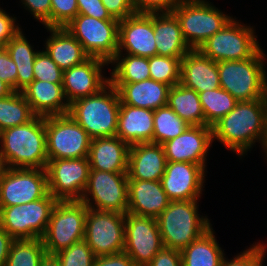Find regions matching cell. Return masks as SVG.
Segmentation results:
<instances>
[{
    "label": "cell",
    "mask_w": 267,
    "mask_h": 266,
    "mask_svg": "<svg viewBox=\"0 0 267 266\" xmlns=\"http://www.w3.org/2000/svg\"><path fill=\"white\" fill-rule=\"evenodd\" d=\"M2 48H4V46L0 43V50H1Z\"/></svg>",
    "instance_id": "55"
},
{
    "label": "cell",
    "mask_w": 267,
    "mask_h": 266,
    "mask_svg": "<svg viewBox=\"0 0 267 266\" xmlns=\"http://www.w3.org/2000/svg\"><path fill=\"white\" fill-rule=\"evenodd\" d=\"M163 247L156 218L125 214L124 252L135 266H147Z\"/></svg>",
    "instance_id": "16"
},
{
    "label": "cell",
    "mask_w": 267,
    "mask_h": 266,
    "mask_svg": "<svg viewBox=\"0 0 267 266\" xmlns=\"http://www.w3.org/2000/svg\"><path fill=\"white\" fill-rule=\"evenodd\" d=\"M212 142V127L189 126L181 135L162 145L167 161L195 163L205 169L207 151Z\"/></svg>",
    "instance_id": "20"
},
{
    "label": "cell",
    "mask_w": 267,
    "mask_h": 266,
    "mask_svg": "<svg viewBox=\"0 0 267 266\" xmlns=\"http://www.w3.org/2000/svg\"><path fill=\"white\" fill-rule=\"evenodd\" d=\"M78 14L91 16L100 20H116L110 16L102 0H77Z\"/></svg>",
    "instance_id": "47"
},
{
    "label": "cell",
    "mask_w": 267,
    "mask_h": 266,
    "mask_svg": "<svg viewBox=\"0 0 267 266\" xmlns=\"http://www.w3.org/2000/svg\"><path fill=\"white\" fill-rule=\"evenodd\" d=\"M157 55L182 59L192 49L184 40L180 22L173 12L153 13Z\"/></svg>",
    "instance_id": "27"
},
{
    "label": "cell",
    "mask_w": 267,
    "mask_h": 266,
    "mask_svg": "<svg viewBox=\"0 0 267 266\" xmlns=\"http://www.w3.org/2000/svg\"><path fill=\"white\" fill-rule=\"evenodd\" d=\"M35 19L51 28V0H21ZM28 8V9H27Z\"/></svg>",
    "instance_id": "44"
},
{
    "label": "cell",
    "mask_w": 267,
    "mask_h": 266,
    "mask_svg": "<svg viewBox=\"0 0 267 266\" xmlns=\"http://www.w3.org/2000/svg\"><path fill=\"white\" fill-rule=\"evenodd\" d=\"M205 169L190 162L167 161L161 178L163 190L170 201L199 200Z\"/></svg>",
    "instance_id": "18"
},
{
    "label": "cell",
    "mask_w": 267,
    "mask_h": 266,
    "mask_svg": "<svg viewBox=\"0 0 267 266\" xmlns=\"http://www.w3.org/2000/svg\"><path fill=\"white\" fill-rule=\"evenodd\" d=\"M212 227L199 239L182 249V266H221L224 253L215 238Z\"/></svg>",
    "instance_id": "31"
},
{
    "label": "cell",
    "mask_w": 267,
    "mask_h": 266,
    "mask_svg": "<svg viewBox=\"0 0 267 266\" xmlns=\"http://www.w3.org/2000/svg\"><path fill=\"white\" fill-rule=\"evenodd\" d=\"M154 132L152 143L163 144L166 141L181 135L187 127V124L180 118L168 105L154 110Z\"/></svg>",
    "instance_id": "36"
},
{
    "label": "cell",
    "mask_w": 267,
    "mask_h": 266,
    "mask_svg": "<svg viewBox=\"0 0 267 266\" xmlns=\"http://www.w3.org/2000/svg\"><path fill=\"white\" fill-rule=\"evenodd\" d=\"M48 159L88 157L92 138L69 115L45 117Z\"/></svg>",
    "instance_id": "11"
},
{
    "label": "cell",
    "mask_w": 267,
    "mask_h": 266,
    "mask_svg": "<svg viewBox=\"0 0 267 266\" xmlns=\"http://www.w3.org/2000/svg\"><path fill=\"white\" fill-rule=\"evenodd\" d=\"M15 22V17L12 18L0 8V43L3 46L21 30Z\"/></svg>",
    "instance_id": "49"
},
{
    "label": "cell",
    "mask_w": 267,
    "mask_h": 266,
    "mask_svg": "<svg viewBox=\"0 0 267 266\" xmlns=\"http://www.w3.org/2000/svg\"><path fill=\"white\" fill-rule=\"evenodd\" d=\"M260 48L251 58L217 62L220 86L238 102L267 99V76Z\"/></svg>",
    "instance_id": "4"
},
{
    "label": "cell",
    "mask_w": 267,
    "mask_h": 266,
    "mask_svg": "<svg viewBox=\"0 0 267 266\" xmlns=\"http://www.w3.org/2000/svg\"><path fill=\"white\" fill-rule=\"evenodd\" d=\"M179 0H133L136 13L172 12Z\"/></svg>",
    "instance_id": "46"
},
{
    "label": "cell",
    "mask_w": 267,
    "mask_h": 266,
    "mask_svg": "<svg viewBox=\"0 0 267 266\" xmlns=\"http://www.w3.org/2000/svg\"><path fill=\"white\" fill-rule=\"evenodd\" d=\"M47 29L51 36L46 40L45 51L63 71L81 64L90 57L65 27Z\"/></svg>",
    "instance_id": "29"
},
{
    "label": "cell",
    "mask_w": 267,
    "mask_h": 266,
    "mask_svg": "<svg viewBox=\"0 0 267 266\" xmlns=\"http://www.w3.org/2000/svg\"><path fill=\"white\" fill-rule=\"evenodd\" d=\"M56 256L60 266H93L96 258L85 240L74 243Z\"/></svg>",
    "instance_id": "39"
},
{
    "label": "cell",
    "mask_w": 267,
    "mask_h": 266,
    "mask_svg": "<svg viewBox=\"0 0 267 266\" xmlns=\"http://www.w3.org/2000/svg\"><path fill=\"white\" fill-rule=\"evenodd\" d=\"M130 145L117 136L98 137L91 140L90 169L106 172H128Z\"/></svg>",
    "instance_id": "24"
},
{
    "label": "cell",
    "mask_w": 267,
    "mask_h": 266,
    "mask_svg": "<svg viewBox=\"0 0 267 266\" xmlns=\"http://www.w3.org/2000/svg\"><path fill=\"white\" fill-rule=\"evenodd\" d=\"M199 98L205 115L206 126L209 127L227 115L238 103L229 92L221 87L200 92Z\"/></svg>",
    "instance_id": "35"
},
{
    "label": "cell",
    "mask_w": 267,
    "mask_h": 266,
    "mask_svg": "<svg viewBox=\"0 0 267 266\" xmlns=\"http://www.w3.org/2000/svg\"><path fill=\"white\" fill-rule=\"evenodd\" d=\"M205 0H179L172 12L180 22L184 40L192 50L220 31L232 18Z\"/></svg>",
    "instance_id": "7"
},
{
    "label": "cell",
    "mask_w": 267,
    "mask_h": 266,
    "mask_svg": "<svg viewBox=\"0 0 267 266\" xmlns=\"http://www.w3.org/2000/svg\"><path fill=\"white\" fill-rule=\"evenodd\" d=\"M14 90L0 79V99L11 95Z\"/></svg>",
    "instance_id": "53"
},
{
    "label": "cell",
    "mask_w": 267,
    "mask_h": 266,
    "mask_svg": "<svg viewBox=\"0 0 267 266\" xmlns=\"http://www.w3.org/2000/svg\"><path fill=\"white\" fill-rule=\"evenodd\" d=\"M48 193L45 169L4 167L0 207L22 205L44 198Z\"/></svg>",
    "instance_id": "15"
},
{
    "label": "cell",
    "mask_w": 267,
    "mask_h": 266,
    "mask_svg": "<svg viewBox=\"0 0 267 266\" xmlns=\"http://www.w3.org/2000/svg\"><path fill=\"white\" fill-rule=\"evenodd\" d=\"M231 18L223 28L207 39L199 51L215 62L238 61L251 58L261 46L253 27L241 25Z\"/></svg>",
    "instance_id": "9"
},
{
    "label": "cell",
    "mask_w": 267,
    "mask_h": 266,
    "mask_svg": "<svg viewBox=\"0 0 267 266\" xmlns=\"http://www.w3.org/2000/svg\"><path fill=\"white\" fill-rule=\"evenodd\" d=\"M39 266H60L56 254L45 253L41 258Z\"/></svg>",
    "instance_id": "52"
},
{
    "label": "cell",
    "mask_w": 267,
    "mask_h": 266,
    "mask_svg": "<svg viewBox=\"0 0 267 266\" xmlns=\"http://www.w3.org/2000/svg\"><path fill=\"white\" fill-rule=\"evenodd\" d=\"M3 173H4V166L0 164V189H1V181L3 178Z\"/></svg>",
    "instance_id": "54"
},
{
    "label": "cell",
    "mask_w": 267,
    "mask_h": 266,
    "mask_svg": "<svg viewBox=\"0 0 267 266\" xmlns=\"http://www.w3.org/2000/svg\"><path fill=\"white\" fill-rule=\"evenodd\" d=\"M197 207V200L170 201L156 218L164 247L181 251L211 228Z\"/></svg>",
    "instance_id": "5"
},
{
    "label": "cell",
    "mask_w": 267,
    "mask_h": 266,
    "mask_svg": "<svg viewBox=\"0 0 267 266\" xmlns=\"http://www.w3.org/2000/svg\"><path fill=\"white\" fill-rule=\"evenodd\" d=\"M150 58L157 55L153 13H135L119 22L117 53Z\"/></svg>",
    "instance_id": "19"
},
{
    "label": "cell",
    "mask_w": 267,
    "mask_h": 266,
    "mask_svg": "<svg viewBox=\"0 0 267 266\" xmlns=\"http://www.w3.org/2000/svg\"><path fill=\"white\" fill-rule=\"evenodd\" d=\"M77 15V0H51V27H65Z\"/></svg>",
    "instance_id": "41"
},
{
    "label": "cell",
    "mask_w": 267,
    "mask_h": 266,
    "mask_svg": "<svg viewBox=\"0 0 267 266\" xmlns=\"http://www.w3.org/2000/svg\"><path fill=\"white\" fill-rule=\"evenodd\" d=\"M169 203L161 181L128 179V213L157 218Z\"/></svg>",
    "instance_id": "21"
},
{
    "label": "cell",
    "mask_w": 267,
    "mask_h": 266,
    "mask_svg": "<svg viewBox=\"0 0 267 266\" xmlns=\"http://www.w3.org/2000/svg\"><path fill=\"white\" fill-rule=\"evenodd\" d=\"M93 266H135L134 261L125 253L98 256Z\"/></svg>",
    "instance_id": "50"
},
{
    "label": "cell",
    "mask_w": 267,
    "mask_h": 266,
    "mask_svg": "<svg viewBox=\"0 0 267 266\" xmlns=\"http://www.w3.org/2000/svg\"><path fill=\"white\" fill-rule=\"evenodd\" d=\"M180 84L197 93L220 88L217 62L198 49L189 51L181 59Z\"/></svg>",
    "instance_id": "23"
},
{
    "label": "cell",
    "mask_w": 267,
    "mask_h": 266,
    "mask_svg": "<svg viewBox=\"0 0 267 266\" xmlns=\"http://www.w3.org/2000/svg\"><path fill=\"white\" fill-rule=\"evenodd\" d=\"M88 207L80 200L58 201L42 236L46 253L57 254L84 240Z\"/></svg>",
    "instance_id": "6"
},
{
    "label": "cell",
    "mask_w": 267,
    "mask_h": 266,
    "mask_svg": "<svg viewBox=\"0 0 267 266\" xmlns=\"http://www.w3.org/2000/svg\"><path fill=\"white\" fill-rule=\"evenodd\" d=\"M34 80L52 83L63 82V70L50 58L46 51H39L34 61Z\"/></svg>",
    "instance_id": "40"
},
{
    "label": "cell",
    "mask_w": 267,
    "mask_h": 266,
    "mask_svg": "<svg viewBox=\"0 0 267 266\" xmlns=\"http://www.w3.org/2000/svg\"><path fill=\"white\" fill-rule=\"evenodd\" d=\"M45 253L41 238L14 239L5 266H39Z\"/></svg>",
    "instance_id": "37"
},
{
    "label": "cell",
    "mask_w": 267,
    "mask_h": 266,
    "mask_svg": "<svg viewBox=\"0 0 267 266\" xmlns=\"http://www.w3.org/2000/svg\"><path fill=\"white\" fill-rule=\"evenodd\" d=\"M167 105L190 126H206L199 93L176 84L170 87Z\"/></svg>",
    "instance_id": "30"
},
{
    "label": "cell",
    "mask_w": 267,
    "mask_h": 266,
    "mask_svg": "<svg viewBox=\"0 0 267 266\" xmlns=\"http://www.w3.org/2000/svg\"><path fill=\"white\" fill-rule=\"evenodd\" d=\"M21 93L36 116L68 114L69 103L65 98L62 83L33 80Z\"/></svg>",
    "instance_id": "25"
},
{
    "label": "cell",
    "mask_w": 267,
    "mask_h": 266,
    "mask_svg": "<svg viewBox=\"0 0 267 266\" xmlns=\"http://www.w3.org/2000/svg\"><path fill=\"white\" fill-rule=\"evenodd\" d=\"M89 196H92L93 200ZM80 201L89 209L126 214L128 212L127 172L113 173L90 169L88 182Z\"/></svg>",
    "instance_id": "12"
},
{
    "label": "cell",
    "mask_w": 267,
    "mask_h": 266,
    "mask_svg": "<svg viewBox=\"0 0 267 266\" xmlns=\"http://www.w3.org/2000/svg\"><path fill=\"white\" fill-rule=\"evenodd\" d=\"M212 135L240 156L258 140L267 149V99L241 101L212 126Z\"/></svg>",
    "instance_id": "1"
},
{
    "label": "cell",
    "mask_w": 267,
    "mask_h": 266,
    "mask_svg": "<svg viewBox=\"0 0 267 266\" xmlns=\"http://www.w3.org/2000/svg\"><path fill=\"white\" fill-rule=\"evenodd\" d=\"M0 79L17 91V67L5 47L0 50Z\"/></svg>",
    "instance_id": "43"
},
{
    "label": "cell",
    "mask_w": 267,
    "mask_h": 266,
    "mask_svg": "<svg viewBox=\"0 0 267 266\" xmlns=\"http://www.w3.org/2000/svg\"><path fill=\"white\" fill-rule=\"evenodd\" d=\"M14 238L0 227V266H5L9 250Z\"/></svg>",
    "instance_id": "51"
},
{
    "label": "cell",
    "mask_w": 267,
    "mask_h": 266,
    "mask_svg": "<svg viewBox=\"0 0 267 266\" xmlns=\"http://www.w3.org/2000/svg\"><path fill=\"white\" fill-rule=\"evenodd\" d=\"M166 163L163 145L155 143L130 145L128 179L161 181Z\"/></svg>",
    "instance_id": "22"
},
{
    "label": "cell",
    "mask_w": 267,
    "mask_h": 266,
    "mask_svg": "<svg viewBox=\"0 0 267 266\" xmlns=\"http://www.w3.org/2000/svg\"><path fill=\"white\" fill-rule=\"evenodd\" d=\"M106 64L110 63L98 57H89L81 64L63 71V92L69 104L99 93L110 83V79L101 74Z\"/></svg>",
    "instance_id": "17"
},
{
    "label": "cell",
    "mask_w": 267,
    "mask_h": 266,
    "mask_svg": "<svg viewBox=\"0 0 267 266\" xmlns=\"http://www.w3.org/2000/svg\"><path fill=\"white\" fill-rule=\"evenodd\" d=\"M120 102L132 107L156 110L167 105L170 86L151 78L134 83H111Z\"/></svg>",
    "instance_id": "26"
},
{
    "label": "cell",
    "mask_w": 267,
    "mask_h": 266,
    "mask_svg": "<svg viewBox=\"0 0 267 266\" xmlns=\"http://www.w3.org/2000/svg\"><path fill=\"white\" fill-rule=\"evenodd\" d=\"M110 16L116 20H124L136 13L133 0H102Z\"/></svg>",
    "instance_id": "45"
},
{
    "label": "cell",
    "mask_w": 267,
    "mask_h": 266,
    "mask_svg": "<svg viewBox=\"0 0 267 266\" xmlns=\"http://www.w3.org/2000/svg\"><path fill=\"white\" fill-rule=\"evenodd\" d=\"M121 56L117 53L109 62L113 65L117 63L110 73V83H134L150 78L148 58L129 54Z\"/></svg>",
    "instance_id": "33"
},
{
    "label": "cell",
    "mask_w": 267,
    "mask_h": 266,
    "mask_svg": "<svg viewBox=\"0 0 267 266\" xmlns=\"http://www.w3.org/2000/svg\"><path fill=\"white\" fill-rule=\"evenodd\" d=\"M147 266H182L181 252L163 247Z\"/></svg>",
    "instance_id": "48"
},
{
    "label": "cell",
    "mask_w": 267,
    "mask_h": 266,
    "mask_svg": "<svg viewBox=\"0 0 267 266\" xmlns=\"http://www.w3.org/2000/svg\"><path fill=\"white\" fill-rule=\"evenodd\" d=\"M48 191L58 201L81 200L90 173L88 157L49 159L45 168Z\"/></svg>",
    "instance_id": "14"
},
{
    "label": "cell",
    "mask_w": 267,
    "mask_h": 266,
    "mask_svg": "<svg viewBox=\"0 0 267 266\" xmlns=\"http://www.w3.org/2000/svg\"><path fill=\"white\" fill-rule=\"evenodd\" d=\"M57 202L48 193L44 198L22 205L0 207V227L14 239L42 238Z\"/></svg>",
    "instance_id": "8"
},
{
    "label": "cell",
    "mask_w": 267,
    "mask_h": 266,
    "mask_svg": "<svg viewBox=\"0 0 267 266\" xmlns=\"http://www.w3.org/2000/svg\"><path fill=\"white\" fill-rule=\"evenodd\" d=\"M36 115L21 92L0 99V132L4 129L25 124Z\"/></svg>",
    "instance_id": "34"
},
{
    "label": "cell",
    "mask_w": 267,
    "mask_h": 266,
    "mask_svg": "<svg viewBox=\"0 0 267 266\" xmlns=\"http://www.w3.org/2000/svg\"><path fill=\"white\" fill-rule=\"evenodd\" d=\"M252 246L235 258L233 257L231 261H227L224 257L221 266H259L265 258L266 246L261 243Z\"/></svg>",
    "instance_id": "42"
},
{
    "label": "cell",
    "mask_w": 267,
    "mask_h": 266,
    "mask_svg": "<svg viewBox=\"0 0 267 266\" xmlns=\"http://www.w3.org/2000/svg\"><path fill=\"white\" fill-rule=\"evenodd\" d=\"M154 110L132 107L120 102L116 136L129 145L152 143Z\"/></svg>",
    "instance_id": "28"
},
{
    "label": "cell",
    "mask_w": 267,
    "mask_h": 266,
    "mask_svg": "<svg viewBox=\"0 0 267 266\" xmlns=\"http://www.w3.org/2000/svg\"><path fill=\"white\" fill-rule=\"evenodd\" d=\"M0 164L7 168L45 169V117L35 116L29 122L0 132Z\"/></svg>",
    "instance_id": "2"
},
{
    "label": "cell",
    "mask_w": 267,
    "mask_h": 266,
    "mask_svg": "<svg viewBox=\"0 0 267 266\" xmlns=\"http://www.w3.org/2000/svg\"><path fill=\"white\" fill-rule=\"evenodd\" d=\"M119 22L78 14L65 28L90 57H98L109 63L117 54Z\"/></svg>",
    "instance_id": "10"
},
{
    "label": "cell",
    "mask_w": 267,
    "mask_h": 266,
    "mask_svg": "<svg viewBox=\"0 0 267 266\" xmlns=\"http://www.w3.org/2000/svg\"><path fill=\"white\" fill-rule=\"evenodd\" d=\"M149 60L152 80L165 83L170 87L180 83L181 59L155 55Z\"/></svg>",
    "instance_id": "38"
},
{
    "label": "cell",
    "mask_w": 267,
    "mask_h": 266,
    "mask_svg": "<svg viewBox=\"0 0 267 266\" xmlns=\"http://www.w3.org/2000/svg\"><path fill=\"white\" fill-rule=\"evenodd\" d=\"M119 111V94L109 83L99 93L69 104L68 114L94 139L116 136Z\"/></svg>",
    "instance_id": "3"
},
{
    "label": "cell",
    "mask_w": 267,
    "mask_h": 266,
    "mask_svg": "<svg viewBox=\"0 0 267 266\" xmlns=\"http://www.w3.org/2000/svg\"><path fill=\"white\" fill-rule=\"evenodd\" d=\"M29 43L20 30L4 46L17 67V92L34 80V61L39 51H34Z\"/></svg>",
    "instance_id": "32"
},
{
    "label": "cell",
    "mask_w": 267,
    "mask_h": 266,
    "mask_svg": "<svg viewBox=\"0 0 267 266\" xmlns=\"http://www.w3.org/2000/svg\"><path fill=\"white\" fill-rule=\"evenodd\" d=\"M84 240L96 257L124 252L125 214L88 208Z\"/></svg>",
    "instance_id": "13"
}]
</instances>
